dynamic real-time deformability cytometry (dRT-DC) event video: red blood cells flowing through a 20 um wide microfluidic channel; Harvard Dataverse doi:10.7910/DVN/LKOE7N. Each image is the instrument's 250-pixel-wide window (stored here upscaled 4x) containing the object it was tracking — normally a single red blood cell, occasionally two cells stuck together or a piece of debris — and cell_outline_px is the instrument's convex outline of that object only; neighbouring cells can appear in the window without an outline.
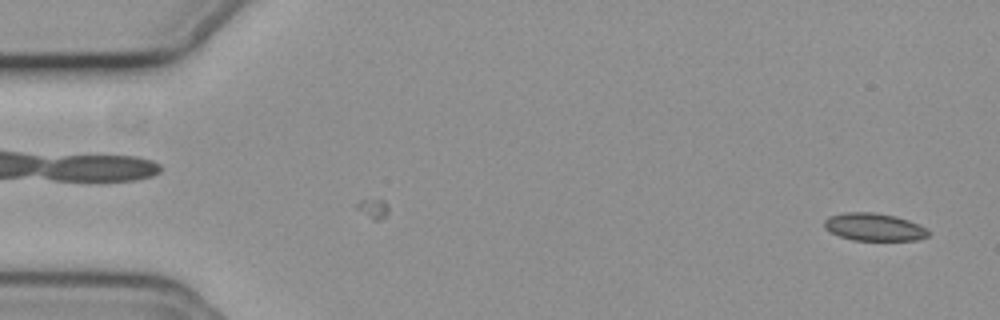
{"species": "common noctule bat (a hibernating species)", "species_latin": "Nyctalus noctula", "temperature_condition": "cold", "stored_images_in_passage": 51, "camera_frame_rate_fps": 3000, "um_per_image_px": 0.085, "animal": {"sex": "female", "body_mass_g": 19.3, "forearm_length_mm": 54.1}, "frame": {"image": 1, "passage_image": 2, "time_ms": 0.333, "image_size_px": [1000, 320], "cell_outline_px": [[928, 236], [916, 240], [852, 240], [840, 236], [824, 228], [824, 220], [828, 216], [844, 212], [876, 212], [896, 216], [908, 220], [924, 228], [928, 232]], "centroid_in_image_um": [74.24, 19.28], "position_along_channel_um": 10.8, "area_um2": 16.65}}
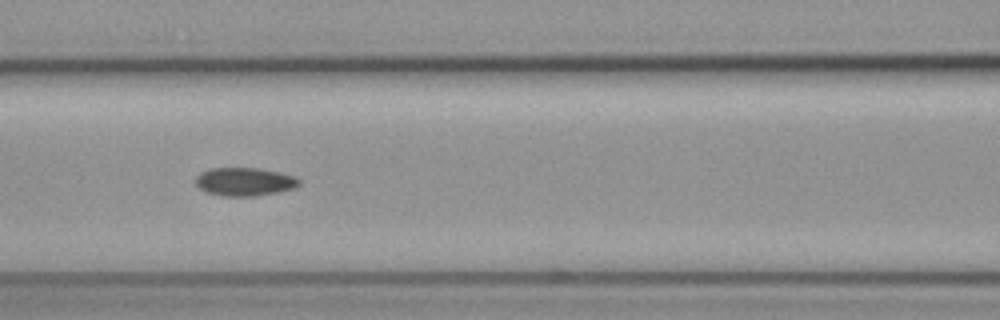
{"frame": {"image": 2, "passage_image": 24, "time_ms": 7.667, "image_size_px": [1000, 320], "cell_outline_px": [[300, 184], [296, 188], [256, 196], [220, 196], [208, 192], [200, 188], [196, 184], [196, 176], [200, 172], [208, 168], [256, 168], [280, 172], [296, 176], [300, 180]], "centroid_in_image_um": [20.8, 15.44], "position_along_channel_um": 145.8, "area_um2": 17.17}}
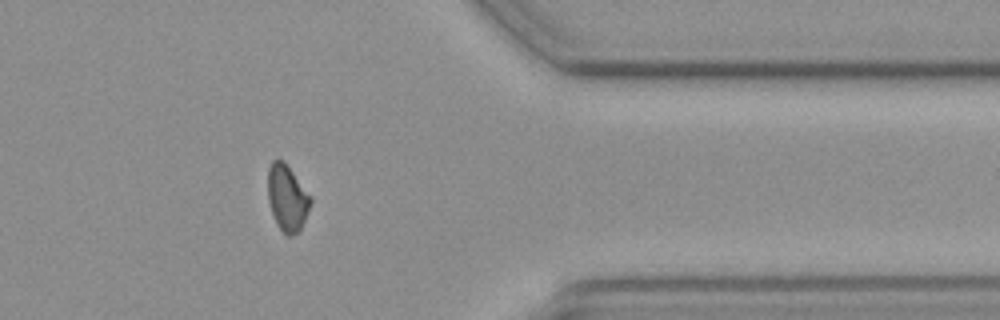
{"frame": {"image": 3, "passage_image": 45, "time_ms": 14.667, "image_size_px": [1000, 320], "cell_outline_px": [[312, 200], [304, 220], [300, 228], [292, 236], [288, 236], [276, 224], [268, 200], [268, 168], [272, 160], [276, 156], [284, 160], [312, 196]], "centroid_in_image_um": [24.4, 16.75], "position_along_channel_um": 387.0, "area_um2": 16.59}}